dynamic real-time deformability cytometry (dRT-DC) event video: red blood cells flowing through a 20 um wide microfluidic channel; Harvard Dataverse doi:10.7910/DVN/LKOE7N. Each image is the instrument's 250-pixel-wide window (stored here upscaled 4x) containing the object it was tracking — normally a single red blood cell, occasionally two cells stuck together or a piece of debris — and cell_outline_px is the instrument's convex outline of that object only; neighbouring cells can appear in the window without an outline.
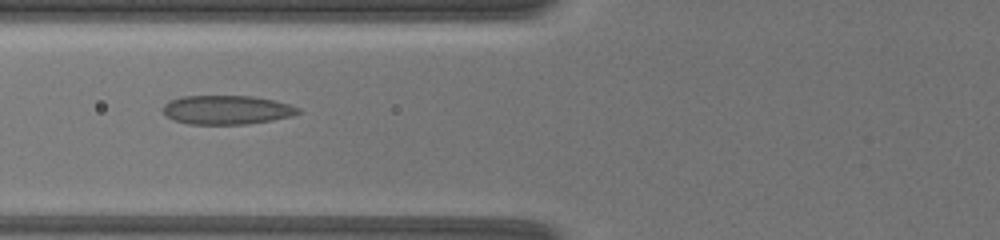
{"species": "common noctule bat (a hibernating species)", "species_latin": "Nyctalus noctula", "temperature_condition": "warm", "stored_images_in_passage": 6, "camera_frame_rate_fps": 3000, "um_per_image_px": 0.085, "animal": {"sex": "female", "body_mass_g": 19.5, "forearm_length_mm": 54.1}, "frame": {"image": 1, "passage_image": 2, "time_ms": 0.667, "image_size_px": [1000, 240], "cell_outline_px": [[300, 112], [292, 116], [272, 120], [248, 124], [188, 124], [172, 120], [164, 112], [164, 104], [180, 96], [252, 96], [272, 100], [288, 104], [300, 108]], "centroid_in_image_um": [19.28, 9.34], "position_along_channel_um": 106.5, "area_um2": 22.72}}
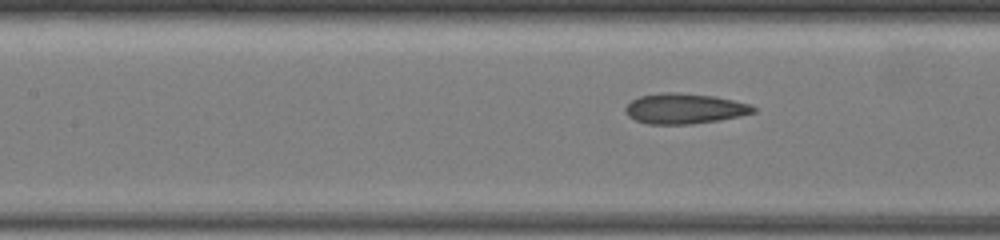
{"frame": {"image": 2, "passage_image": 5, "time_ms": 1.667, "image_size_px": [1000, 240], "cell_outline_px": [[756, 112], [740, 116], [692, 124], [648, 124], [636, 120], [628, 116], [624, 108], [632, 100], [640, 96], [660, 92], [680, 92], [716, 96], [752, 104], [756, 108]], "centroid_in_image_um": [58.2, 9.22], "position_along_channel_um": 149.2, "area_um2": 22.77}}